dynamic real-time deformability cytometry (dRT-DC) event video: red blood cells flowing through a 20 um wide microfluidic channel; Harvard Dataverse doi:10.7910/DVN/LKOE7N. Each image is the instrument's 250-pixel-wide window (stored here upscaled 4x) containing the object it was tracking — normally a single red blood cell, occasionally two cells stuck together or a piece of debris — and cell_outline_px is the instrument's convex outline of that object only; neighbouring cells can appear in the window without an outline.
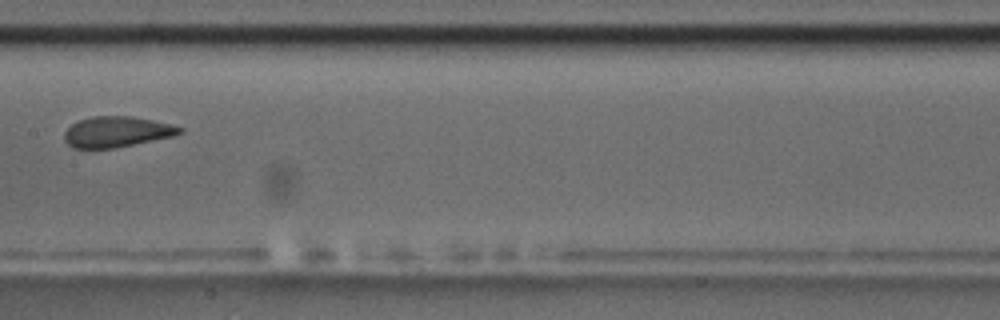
{"species": "common noctule bat (a hibernating species)", "species_latin": "Nyctalus noctula", "temperature_condition": "room temperature", "stored_images_in_passage": 14, "camera_frame_rate_fps": 3000, "um_per_image_px": 0.085, "animal": {"sex": "male", "body_mass_g": 17.5, "forearm_length_mm": 52.3}, "frame": {"image": 1, "passage_image": 7, "time_ms": 8.0, "image_size_px": [1000, 320], "cell_outline_px": [[184, 132], [172, 136], [112, 148], [72, 148], [64, 140], [64, 132], [72, 124], [80, 120], [92, 116], [128, 116], [152, 120], [184, 128]], "centroid_in_image_um": [9.89, 11.2], "position_along_channel_um": 197.5, "area_um2": 20.29}, "authors_computed_cell_mechanics": {"area_um2": 21.6461, "velocity_mm_per_s": 3.4389, "shape_relaxation_time_tau1_ms": 8.9661, "shape_relaxation_time_tau2_ms": 1.1861, "deformation_change_tau1": 0.1622, "deformation_change_tau2": 0.082}}